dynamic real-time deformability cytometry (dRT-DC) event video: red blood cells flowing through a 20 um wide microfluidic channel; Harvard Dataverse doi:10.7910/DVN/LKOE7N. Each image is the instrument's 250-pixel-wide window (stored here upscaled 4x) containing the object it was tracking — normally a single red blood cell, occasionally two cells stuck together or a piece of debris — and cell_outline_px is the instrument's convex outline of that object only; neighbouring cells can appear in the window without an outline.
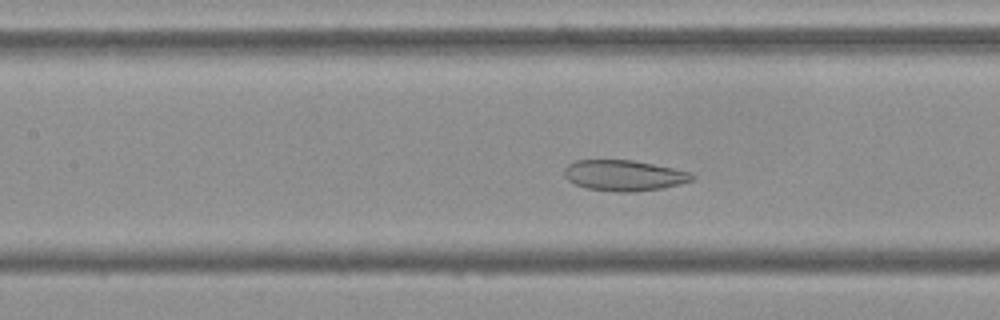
{"species": "Egyptian fruit bat (a non-hibernating species)", "species_latin": "Rousettus aegyptiacus", "temperature_condition": "cold", "stored_images_in_passage": 51, "camera_frame_rate_fps": 3000, "um_per_image_px": 0.085, "frame": {"image": 1, "passage_image": 21, "time_ms": 6.667, "image_size_px": [1000, 320], "cell_outline_px": [[696, 176], [692, 180], [680, 184], [664, 188], [632, 192], [616, 192], [584, 188], [568, 180], [564, 176], [564, 168], [568, 164], [576, 160], [632, 160], [692, 172]], "centroid_in_image_um": [53.04, 14.92], "position_along_channel_um": 154.4, "area_um2": 23.0}}
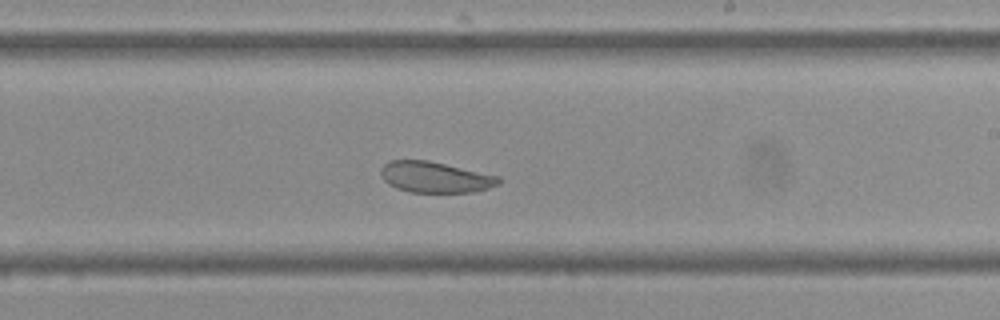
{"frame": {"image": 2, "passage_image": 29, "time_ms": 9.333, "image_size_px": [1000, 320], "cell_outline_px": [[500, 184], [476, 192], [408, 192], [396, 188], [388, 184], [380, 176], [380, 168], [388, 160], [428, 160], [500, 176]], "centroid_in_image_um": [36.96, 15.06], "position_along_channel_um": 252.0, "area_um2": 21.44}}
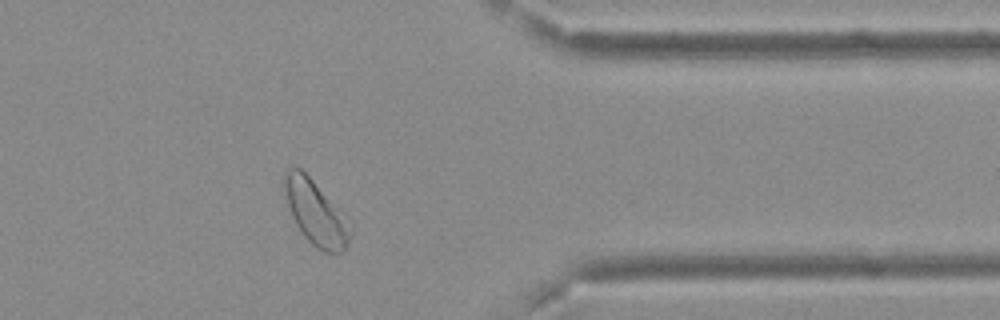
{"frame": {"image": 3, "passage_image": 41, "time_ms": 13.333, "image_size_px": [1000, 320], "cell_outline_px": [[348, 244], [340, 252], [324, 252], [316, 248], [304, 236], [296, 224], [292, 216], [288, 204], [284, 188], [284, 172], [288, 168], [296, 164], [344, 212], [348, 236]], "centroid_in_image_um": [26.78, 18.03], "position_along_channel_um": 384.6, "area_um2": 24.1}, "authors_computed_cell_mechanics": {"area_um2": 25.2008, "velocity_mm_per_s": 3.6744, "shape_relaxation_time_tau1_ms": null, "shape_relaxation_time_tau2_ms": 2.0751, "deformation_change_tau1": null, "deformation_change_tau2": 0.0558}}